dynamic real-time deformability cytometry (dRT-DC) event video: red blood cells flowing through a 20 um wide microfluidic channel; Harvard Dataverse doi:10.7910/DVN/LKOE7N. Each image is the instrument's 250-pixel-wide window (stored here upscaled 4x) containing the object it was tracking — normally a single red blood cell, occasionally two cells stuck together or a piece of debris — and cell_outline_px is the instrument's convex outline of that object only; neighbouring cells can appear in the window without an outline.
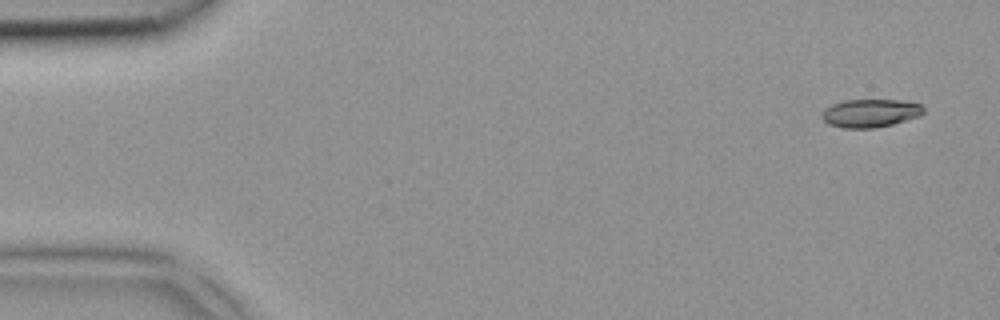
{"species": "common noctule bat (a hibernating species)", "species_latin": "Nyctalus noctula", "temperature_condition": "room temperature", "stored_images_in_passage": 2, "segment_of_instrument_passage": [2, 2], "camera_frame_rate_fps": 3000, "um_per_image_px": 0.085, "animal": {"sex": "female", "body_mass_g": 18.4}, "frame": {"image": 1, "passage_image": 2, "time_ms": 0.333, "image_size_px": [1000, 320], "cell_outline_px": [[924, 112], [920, 116], [892, 124], [876, 128], [844, 128], [828, 124], [820, 116], [820, 112], [824, 108], [832, 104], [844, 100], [900, 100], [920, 104], [924, 108]], "centroid_in_image_um": [73.94, 9.62], "position_along_channel_um": 11.1, "area_um2": 16.82}}